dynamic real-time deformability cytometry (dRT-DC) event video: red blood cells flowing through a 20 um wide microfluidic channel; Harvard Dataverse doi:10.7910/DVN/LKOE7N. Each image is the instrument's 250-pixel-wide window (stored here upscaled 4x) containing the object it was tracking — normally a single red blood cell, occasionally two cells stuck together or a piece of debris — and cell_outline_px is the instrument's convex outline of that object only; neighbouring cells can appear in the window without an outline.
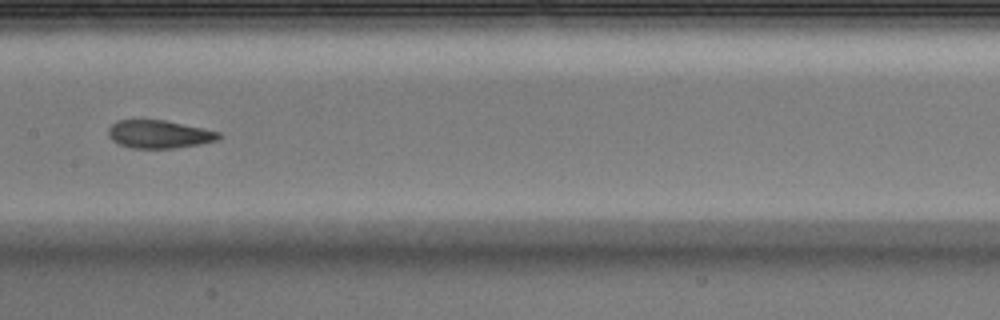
{"species": "Egyptian fruit bat (a non-hibernating species)", "species_latin": "Rousettus aegyptiacus", "temperature_condition": "warm", "stored_images_in_passage": 29, "segment_of_instrument_passage": [2, 2], "camera_frame_rate_fps": 3000, "um_per_image_px": 0.085, "animal": {"sex": "male"}, "frame": {"image": 1, "passage_image": 26, "time_ms": 8.333, "image_size_px": [1000, 320], "cell_outline_px": [[220, 136], [216, 140], [200, 144], [176, 148], [132, 148], [120, 144], [112, 140], [108, 136], [108, 128], [116, 120], [164, 120], [220, 132]], "centroid_in_image_um": [13.49, 11.41], "position_along_channel_um": 193.9, "area_um2": 17.86}}